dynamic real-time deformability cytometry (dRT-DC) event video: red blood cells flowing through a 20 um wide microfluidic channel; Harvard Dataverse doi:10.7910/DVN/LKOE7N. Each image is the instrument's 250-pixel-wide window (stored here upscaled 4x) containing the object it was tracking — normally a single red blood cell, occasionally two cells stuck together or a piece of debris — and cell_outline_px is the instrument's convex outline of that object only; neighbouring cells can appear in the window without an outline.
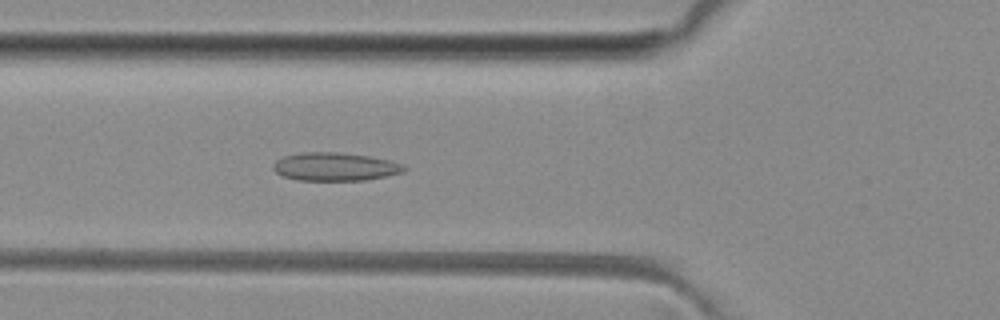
{"species": "common noctule bat (a hibernating species)", "species_latin": "Nyctalus noctula", "temperature_condition": "room temperature", "stored_images_in_passage": 49, "camera_frame_rate_fps": 3000, "um_per_image_px": 0.085, "animal": {"sex": "female", "body_mass_g": 29.2, "forearm_length_mm": 56.3}, "frame": {"image": 1, "passage_image": 17, "time_ms": 5.333, "image_size_px": [1000, 320], "cell_outline_px": [[408, 168], [404, 172], [364, 180], [296, 180], [284, 176], [276, 172], [272, 168], [272, 164], [276, 160], [284, 156], [300, 152], [340, 152], [368, 156], [388, 160], [404, 164]], "centroid_in_image_um": [28.46, 14.16], "position_along_channel_um": 97.3, "area_um2": 21.56}}
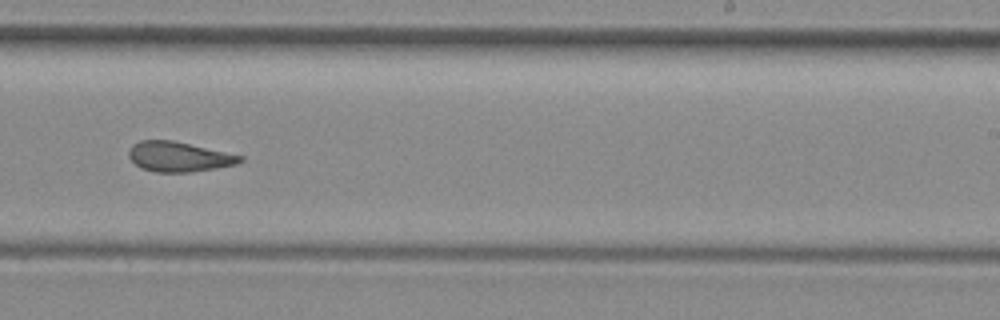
{"frame": {"image": 2, "passage_image": 30, "time_ms": 9.667, "image_size_px": [1000, 320], "cell_outline_px": [[244, 160], [236, 164], [216, 168], [192, 172], [156, 172], [140, 168], [128, 156], [128, 148], [132, 144], [140, 140], [172, 140], [244, 156]], "centroid_in_image_um": [15.18, 13.32], "position_along_channel_um": 273.8, "area_um2": 19.48}}
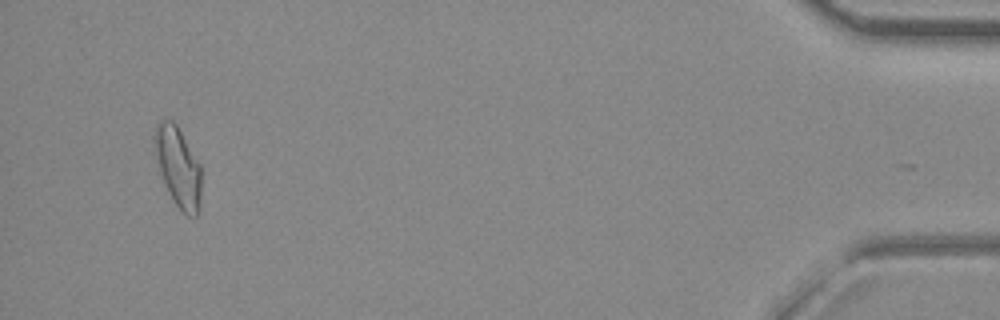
{"frame": {"image": 3, "passage_image": 47, "time_ms": 15.333, "image_size_px": [1000, 320], "cell_outline_px": [[200, 212], [196, 216], [188, 216], [172, 200], [160, 172], [152, 140], [152, 136], [156, 124], [160, 120], [172, 120], [176, 124], [200, 164]], "centroid_in_image_um": [15.12, 14.17], "position_along_channel_um": 420.1, "area_um2": 21.68}, "authors_computed_cell_mechanics": {"area_um2": 20.4034, "velocity_mm_per_s": 4.0701, "shape_relaxation_time_tau1_ms": null, "shape_relaxation_time_tau2_ms": 1.92, "deformation_change_tau1": null, "deformation_change_tau2": 0.1038}}